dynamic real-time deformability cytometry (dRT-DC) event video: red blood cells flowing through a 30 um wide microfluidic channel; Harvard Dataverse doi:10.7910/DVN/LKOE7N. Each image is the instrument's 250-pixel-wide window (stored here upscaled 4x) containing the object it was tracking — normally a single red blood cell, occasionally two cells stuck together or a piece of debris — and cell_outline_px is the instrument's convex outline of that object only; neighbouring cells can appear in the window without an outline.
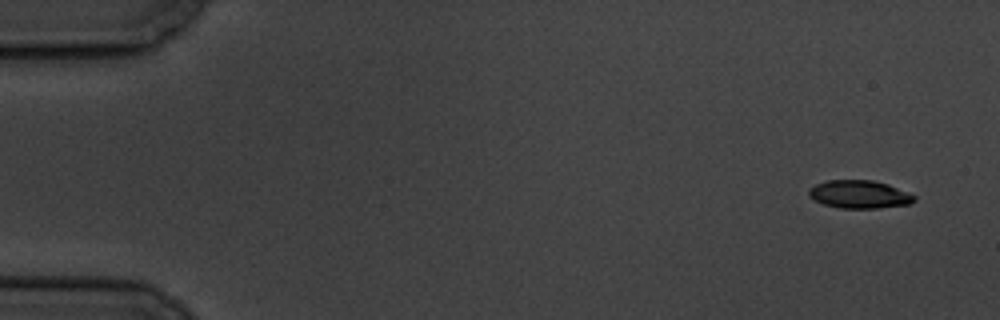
{"species": "common noctule bat (a hibernating species)", "species_latin": "Nyctalus noctula", "temperature_condition": "cold", "stored_images_in_passage": 5, "camera_frame_rate_fps": 3000, "um_per_image_px": 0.085, "animal": {"sex": "male", "body_mass_g": 19.5, "forearm_length_mm": 54.6}, "frame": {"image": 1, "passage_image": 1, "time_ms": 0.0, "image_size_px": [1000, 320], "cell_outline_px": [[916, 200], [908, 204], [876, 208], [840, 208], [824, 204], [808, 196], [808, 188], [816, 184], [828, 180], [872, 180], [888, 184], [908, 192], [916, 196]], "centroid_in_image_um": [73.04, 16.51], "position_along_channel_um": 12.0, "area_um2": 17.17}}
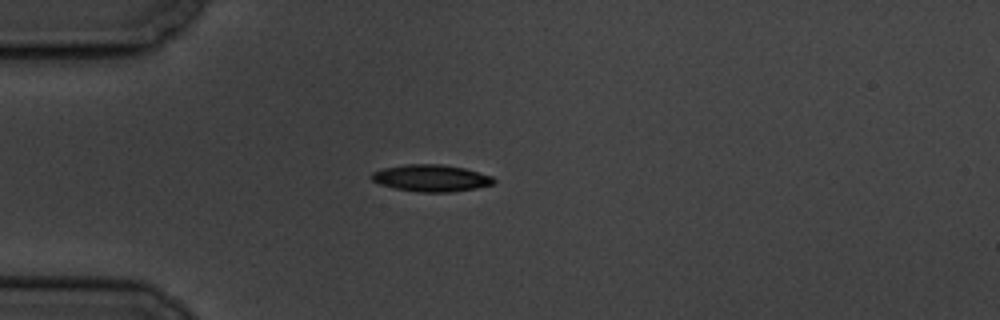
{"frame": {"image": 2, "passage_image": 5, "time_ms": 4.333, "image_size_px": [1000, 320], "cell_outline_px": [[496, 180], [492, 184], [476, 188], [452, 192], [420, 192], [396, 188], [380, 184], [372, 180], [368, 176], [372, 172], [384, 168], [408, 164], [440, 164], [464, 168], [492, 176]], "centroid_in_image_um": [36.63, 15.13], "position_along_channel_um": 48.4, "area_um2": 19.02}}